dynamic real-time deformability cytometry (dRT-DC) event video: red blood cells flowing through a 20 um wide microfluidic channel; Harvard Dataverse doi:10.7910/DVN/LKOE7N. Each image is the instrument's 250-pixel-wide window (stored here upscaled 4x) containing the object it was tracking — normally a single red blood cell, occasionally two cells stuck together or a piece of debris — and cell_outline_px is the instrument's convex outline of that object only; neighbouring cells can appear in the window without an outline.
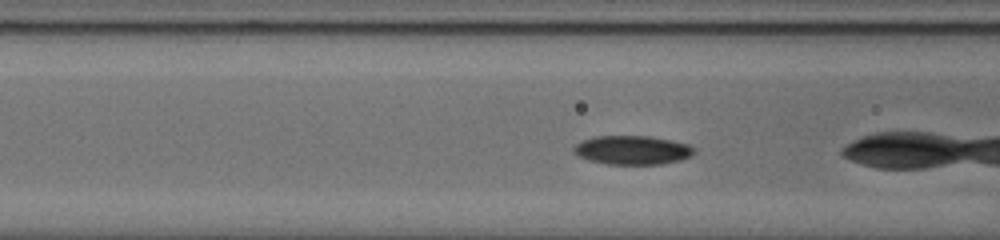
{"species": "common noctule bat (a hibernating species)", "species_latin": "Nyctalus noctula", "temperature_condition": "cold", "stored_images_in_passage": 46, "camera_frame_rate_fps": 3000, "um_per_image_px": 0.085, "animal": {"sex": "male", "body_mass_g": 20.0, "forearm_length_mm": 53.3}, "frame": {"image": 1, "passage_image": 11, "time_ms": 3.333, "image_size_px": [1000, 240], "cell_outline_px": [[696, 152], [692, 156], [680, 160], [660, 164], [608, 164], [588, 160], [576, 156], [572, 152], [572, 148], [576, 144], [584, 140], [596, 136], [652, 136], [688, 144], [696, 148]], "centroid_in_image_um": [53.75, 12.76], "position_along_channel_um": 112.8, "area_um2": 20.46}}
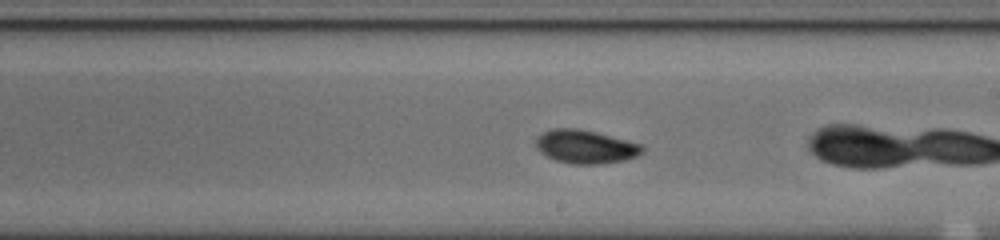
{"frame": {"image": 2, "passage_image": 21, "time_ms": 6.667, "image_size_px": [1000, 240], "cell_outline_px": [[644, 152], [636, 156], [624, 160], [600, 164], [572, 164], [556, 160], [540, 152], [536, 148], [536, 136], [552, 128], [576, 128], [640, 144], [644, 148]], "centroid_in_image_um": [49.72, 12.48], "position_along_channel_um": 239.3, "area_um2": 20.4}}
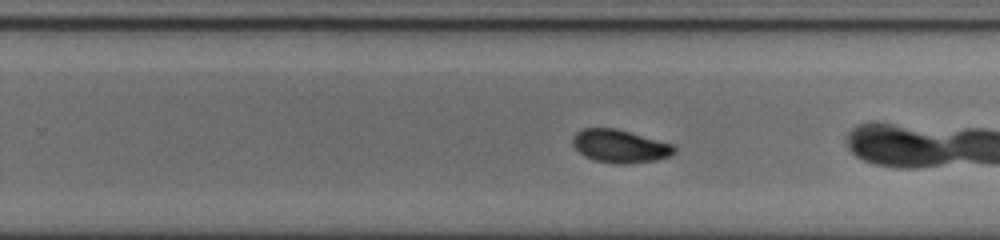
{"frame": {"image": 3, "passage_image": 24, "time_ms": 7.667, "image_size_px": [1000, 240], "cell_outline_px": [[676, 152], [668, 156], [656, 160], [624, 164], [592, 160], [584, 156], [572, 144], [572, 136], [576, 132], [584, 128], [616, 128], [672, 144], [676, 148]], "centroid_in_image_um": [52.67, 12.42], "position_along_channel_um": 277.1, "area_um2": 19.42}, "authors_computed_cell_mechanics": {"area_um2": 19.941, "velocity_mm_per_s": 3.7995, "shape_relaxation_time_tau1_ms": 3.2605, "shape_relaxation_time_tau2_ms": 2.2227, "deformation_change_tau1": 0.1127, "deformation_change_tau2": 0.0626}}